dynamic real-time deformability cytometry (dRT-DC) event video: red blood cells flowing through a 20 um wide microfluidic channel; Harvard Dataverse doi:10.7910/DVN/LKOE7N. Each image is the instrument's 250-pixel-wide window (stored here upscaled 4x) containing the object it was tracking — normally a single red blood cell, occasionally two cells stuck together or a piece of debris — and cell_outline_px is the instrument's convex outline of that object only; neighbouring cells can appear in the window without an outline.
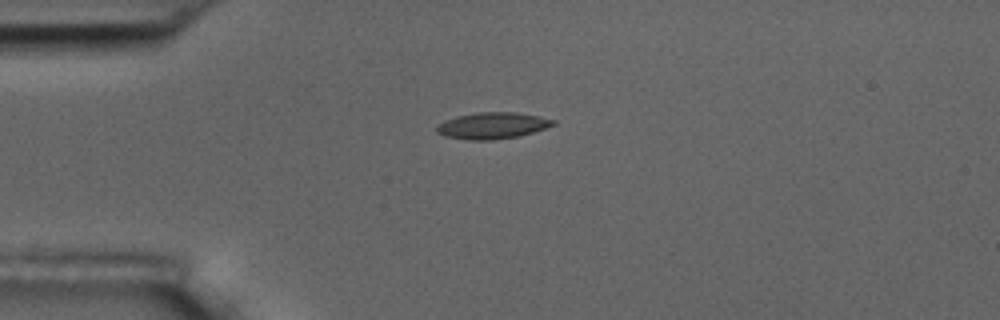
{"species": "common noctule bat (a hibernating species)", "species_latin": "Nyctalus noctula", "temperature_condition": "room temperature", "stored_images_in_passage": 4, "camera_frame_rate_fps": 3000, "um_per_image_px": 0.085, "animal": {"sex": "male", "body_mass_g": 17.5, "forearm_length_mm": 52.3}, "frame": {"image": 1, "passage_image": 1, "time_ms": 0.0, "image_size_px": [1000, 320], "cell_outline_px": [[556, 124], [532, 132], [516, 136], [492, 140], [468, 140], [444, 136], [436, 132], [436, 128], [440, 124], [456, 116], [476, 112], [516, 112], [540, 116], [556, 120]], "centroid_in_image_um": [41.86, 10.67], "position_along_channel_um": 43.1, "area_um2": 17.8}}